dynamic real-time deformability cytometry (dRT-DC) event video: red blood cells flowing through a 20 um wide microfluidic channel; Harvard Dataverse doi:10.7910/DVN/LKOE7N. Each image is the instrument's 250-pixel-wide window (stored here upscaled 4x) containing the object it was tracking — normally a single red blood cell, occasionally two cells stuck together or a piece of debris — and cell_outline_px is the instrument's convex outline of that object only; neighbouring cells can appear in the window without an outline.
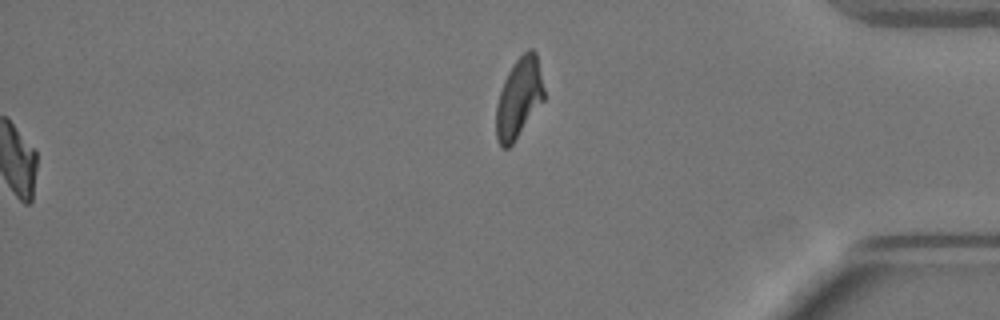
{"species": "Egyptian fruit bat (a non-hibernating species)", "species_latin": "Rousettus aegyptiacus", "temperature_condition": "warm", "stored_images_in_passage": 48, "segment_of_instrument_passage": [2, 2], "camera_frame_rate_fps": 3000, "um_per_image_px": 0.085, "animal": {"sex": "female"}, "frame": {"image": 1, "passage_image": 48, "time_ms": 15.667, "image_size_px": [1000, 320], "cell_outline_px": [[544, 100], [512, 144], [508, 148], [504, 148], [496, 140], [496, 104], [504, 80], [512, 64], [528, 48], [532, 48], [536, 52], [544, 88]], "centroid_in_image_um": [44.1, 8.31], "position_along_channel_um": 391.1, "area_um2": 22.2}}